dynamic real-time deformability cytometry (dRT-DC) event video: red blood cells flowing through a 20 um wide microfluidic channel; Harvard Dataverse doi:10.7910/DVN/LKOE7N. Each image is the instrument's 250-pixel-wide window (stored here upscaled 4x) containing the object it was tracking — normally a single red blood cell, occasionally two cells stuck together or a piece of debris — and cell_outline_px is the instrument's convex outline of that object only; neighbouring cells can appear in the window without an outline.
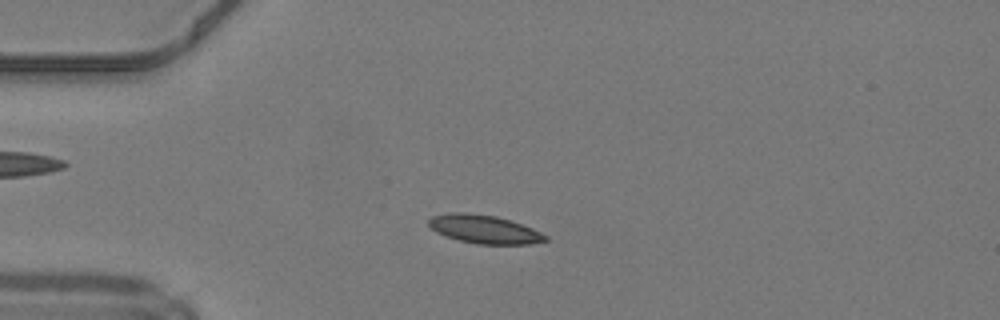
{"species": "common noctule bat (a hibernating species)", "species_latin": "Nyctalus noctula", "temperature_condition": "warm", "stored_images_in_passage": 19, "camera_frame_rate_fps": 3000, "um_per_image_px": 0.085, "animal": {"sex": "male", "body_mass_g": 19.2, "forearm_length_mm": 51.8}, "frame": {"image": 1, "passage_image": 11, "time_ms": 3.333, "image_size_px": [1000, 320], "cell_outline_px": [[548, 240], [528, 244], [476, 244], [460, 240], [436, 232], [428, 224], [428, 220], [432, 216], [452, 212], [464, 212], [496, 216], [512, 220], [532, 228], [548, 236]], "centroid_in_image_um": [41.18, 19.48], "position_along_channel_um": 43.8, "area_um2": 19.25}}
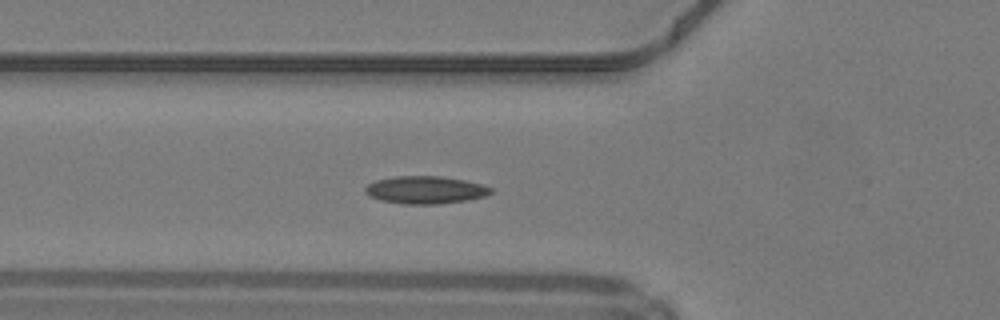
{"frame": {"image": 2, "passage_image": 16, "time_ms": 5.0, "image_size_px": [1000, 320], "cell_outline_px": [[492, 192], [484, 196], [464, 200], [440, 204], [404, 204], [380, 200], [368, 196], [364, 192], [364, 188], [368, 184], [376, 180], [396, 176], [440, 176], [464, 180], [480, 184], [492, 188]], "centroid_in_image_um": [36.1, 16.14], "position_along_channel_um": 89.7, "area_um2": 20.11}}